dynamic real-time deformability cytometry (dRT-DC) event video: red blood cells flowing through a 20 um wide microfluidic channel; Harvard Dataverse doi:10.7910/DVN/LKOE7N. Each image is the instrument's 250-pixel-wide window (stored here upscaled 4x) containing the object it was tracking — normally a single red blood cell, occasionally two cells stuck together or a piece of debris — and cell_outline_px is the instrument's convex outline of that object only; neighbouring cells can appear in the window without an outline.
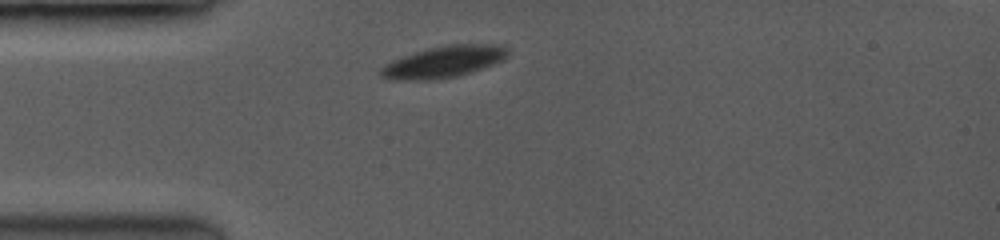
{"species": "common noctule bat (a hibernating species)", "species_latin": "Nyctalus noctula", "temperature_condition": "room temperature", "stored_images_in_passage": 30, "camera_frame_rate_fps": 3500, "um_per_image_px": 0.085, "animal": {"sex": "female", "body_mass_g": 19.0, "forearm_length_mm": 53.3}, "frame": {"image": 1, "passage_image": 1, "time_ms": 0.0, "image_size_px": [1000, 240], "cell_outline_px": [[508, 56], [500, 60], [480, 68], [468, 72], [452, 76], [384, 76], [380, 72], [380, 68], [404, 56], [428, 48], [452, 44], [488, 44], [504, 48], [508, 52]], "centroid_in_image_um": [37.85, 5.15], "position_along_channel_um": 47.2, "area_um2": 20.75}}
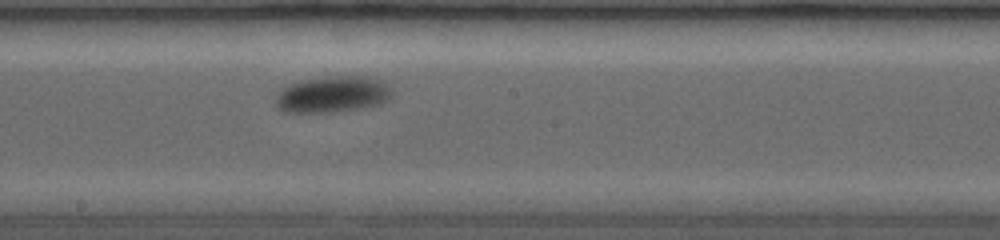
{"frame": {"image": 2, "passage_image": 14, "time_ms": 4.857, "image_size_px": [1000, 240], "cell_outline_px": [[388, 96], [372, 104], [352, 108], [312, 112], [292, 112], [280, 108], [280, 92], [284, 88], [300, 80], [316, 76], [368, 76], [380, 80], [388, 88]], "centroid_in_image_um": [28.21, 7.95], "position_along_channel_um": 220.0, "area_um2": 22.89}}
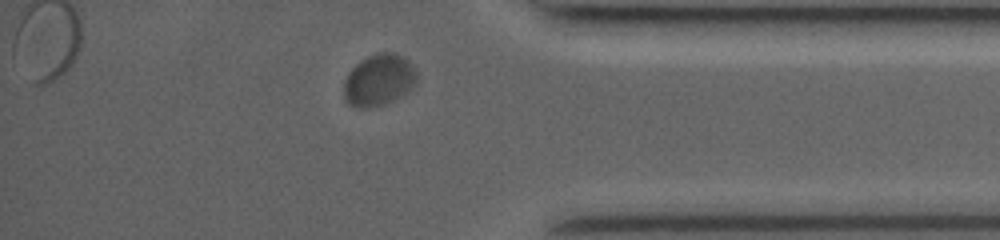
{"frame": {"image": 3, "passage_image": 27, "time_ms": 9.714, "image_size_px": [1000, 240], "cell_outline_px": [[416, 84], [408, 92], [396, 100], [384, 104], [368, 108], [356, 108], [348, 104], [344, 100], [344, 80], [348, 72], [356, 64], [368, 56], [380, 52], [396, 52], [404, 56], [412, 64], [416, 76]], "centroid_in_image_um": [32.2, 6.82], "position_along_channel_um": 403.0, "area_um2": 22.31}, "authors_computed_cell_mechanics": {"area_um2": 22.3108, "velocity_mm_per_s": 3.8728, "shape_relaxation_time_tau1_ms": 1.1602, "shape_relaxation_time_tau2_ms": null, "deformation_change_tau1": 0.0683, "deformation_change_tau2": null}}